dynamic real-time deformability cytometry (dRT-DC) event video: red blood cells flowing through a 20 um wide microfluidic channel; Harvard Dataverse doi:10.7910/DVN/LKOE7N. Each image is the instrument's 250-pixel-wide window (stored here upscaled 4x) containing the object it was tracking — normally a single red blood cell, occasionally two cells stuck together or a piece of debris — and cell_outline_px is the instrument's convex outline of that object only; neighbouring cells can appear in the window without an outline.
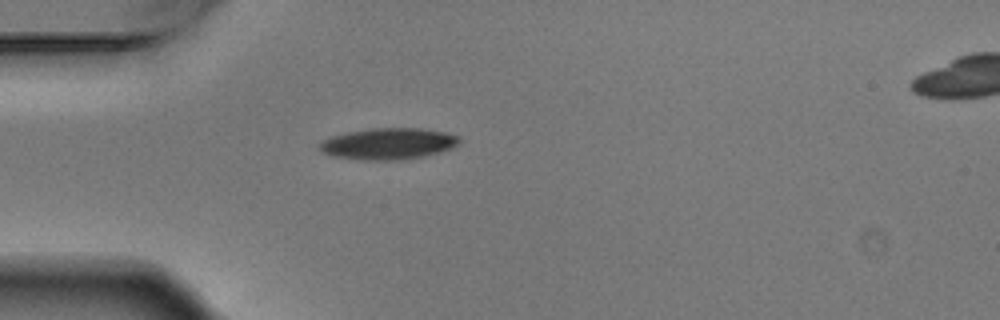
{"species": "Egyptian fruit bat (a non-hibernating species)", "species_latin": "Rousettus aegyptiacus", "temperature_condition": "warm", "stored_images_in_passage": 2, "segment_of_instrument_passage": [1, 2], "camera_frame_rate_fps": 3000, "um_per_image_px": 0.085, "animal": {"sex": "male"}, "frame": {"image": 1, "passage_image": 1, "time_ms": 0.0, "image_size_px": [1000, 320], "cell_outline_px": [[460, 144], [452, 148], [440, 152], [424, 156], [400, 160], [360, 160], [332, 156], [324, 152], [320, 148], [320, 144], [324, 140], [332, 136], [348, 132], [372, 128], [420, 128], [444, 132], [460, 136]], "centroid_in_image_um": [33.05, 12.22], "position_along_channel_um": 51.9, "area_um2": 25.55}}